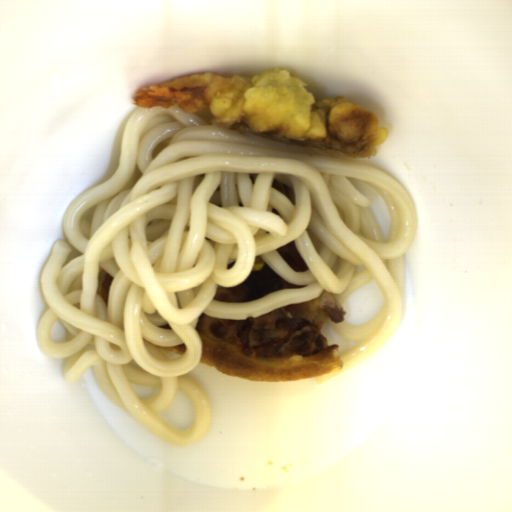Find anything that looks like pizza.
I'll return each mask as SVG.
<instances>
[{"label":"pizza","mask_w":512,"mask_h":512,"mask_svg":"<svg viewBox=\"0 0 512 512\" xmlns=\"http://www.w3.org/2000/svg\"><path fill=\"white\" fill-rule=\"evenodd\" d=\"M279 256L295 271L305 272L308 267L300 253L296 248L295 241H290L284 246L276 249Z\"/></svg>","instance_id":"pizza-3"},{"label":"pizza","mask_w":512,"mask_h":512,"mask_svg":"<svg viewBox=\"0 0 512 512\" xmlns=\"http://www.w3.org/2000/svg\"><path fill=\"white\" fill-rule=\"evenodd\" d=\"M271 187L276 189L277 191L281 192L283 195H285L288 198V200L291 202L292 205H296L294 189H292L291 187L282 183L281 181H279L276 178L274 179Z\"/></svg>","instance_id":"pizza-5"},{"label":"pizza","mask_w":512,"mask_h":512,"mask_svg":"<svg viewBox=\"0 0 512 512\" xmlns=\"http://www.w3.org/2000/svg\"><path fill=\"white\" fill-rule=\"evenodd\" d=\"M306 285L288 282L264 261L260 271L250 272L248 278L238 285L218 286L213 299L227 304H243L263 298L284 289H303Z\"/></svg>","instance_id":"pizza-2"},{"label":"pizza","mask_w":512,"mask_h":512,"mask_svg":"<svg viewBox=\"0 0 512 512\" xmlns=\"http://www.w3.org/2000/svg\"><path fill=\"white\" fill-rule=\"evenodd\" d=\"M98 278H99V284H98L97 293H98L99 297L102 299V301L108 307L109 291H110V288H111L114 278L109 273H107L105 270L100 271Z\"/></svg>","instance_id":"pizza-4"},{"label":"pizza","mask_w":512,"mask_h":512,"mask_svg":"<svg viewBox=\"0 0 512 512\" xmlns=\"http://www.w3.org/2000/svg\"><path fill=\"white\" fill-rule=\"evenodd\" d=\"M301 318L313 324L321 333L326 324L344 322L343 302H337L331 293L323 292L317 298L280 306L271 312L250 319H221L201 314L195 328L202 352L198 364L210 367L224 375L247 381L288 382L319 378L342 369L343 361L336 350L339 344L326 343L309 356L288 358H259L244 354L239 335L252 324H273L281 319Z\"/></svg>","instance_id":"pizza-1"},{"label":"pizza","mask_w":512,"mask_h":512,"mask_svg":"<svg viewBox=\"0 0 512 512\" xmlns=\"http://www.w3.org/2000/svg\"><path fill=\"white\" fill-rule=\"evenodd\" d=\"M150 344H152V343H150ZM152 345L164 353H168V354H172V355H176V356H180V357L184 354V352L186 351V348H187L185 343L181 344V345H177V346H160V345H155V344H152Z\"/></svg>","instance_id":"pizza-6"}]
</instances>
